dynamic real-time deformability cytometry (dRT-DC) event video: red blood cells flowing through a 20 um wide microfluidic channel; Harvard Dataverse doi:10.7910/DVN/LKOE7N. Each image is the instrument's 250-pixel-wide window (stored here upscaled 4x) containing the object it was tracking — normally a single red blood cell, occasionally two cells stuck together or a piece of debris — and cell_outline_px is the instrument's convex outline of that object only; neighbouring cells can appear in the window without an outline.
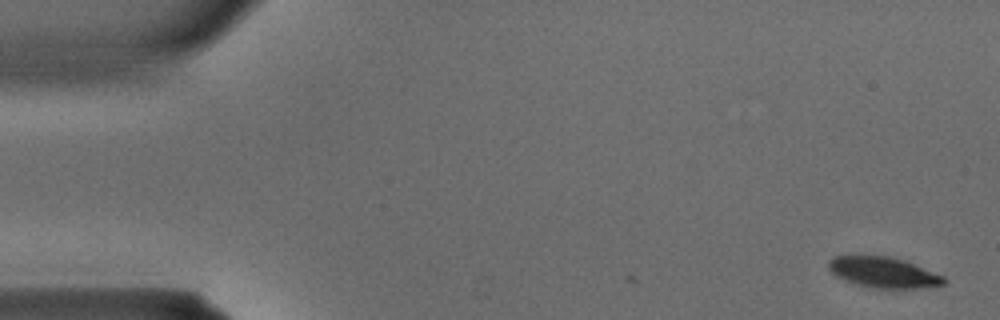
{"species": "common noctule bat (a hibernating species)", "species_latin": "Nyctalus noctula", "temperature_condition": "warm", "stored_images_in_passage": 2, "camera_frame_rate_fps": 3000, "um_per_image_px": 0.085, "animal": {"sex": "male", "body_mass_g": 15.6}, "frame": {"image": 1, "passage_image": 2, "time_ms": 0.333, "image_size_px": [1000, 320], "cell_outline_px": [[944, 284], [920, 288], [872, 288], [856, 284], [844, 280], [836, 276], [828, 268], [828, 260], [832, 256], [848, 252], [860, 252], [888, 256], [904, 260], [944, 276]], "centroid_in_image_um": [74.95, 23.08], "position_along_channel_um": 10.0, "area_um2": 21.44}}